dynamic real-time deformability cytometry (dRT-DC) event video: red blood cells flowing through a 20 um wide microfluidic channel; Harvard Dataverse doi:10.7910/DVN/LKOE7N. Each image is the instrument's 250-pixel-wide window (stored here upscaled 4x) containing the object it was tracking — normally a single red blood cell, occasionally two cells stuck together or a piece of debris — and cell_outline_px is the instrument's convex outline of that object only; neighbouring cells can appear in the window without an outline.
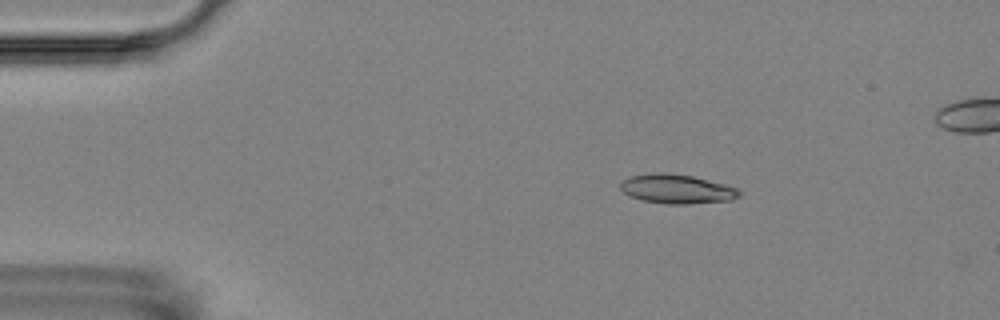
{"species": "Egyptian fruit bat (a non-hibernating species)", "species_latin": "Rousettus aegyptiacus", "temperature_condition": "room temperature", "stored_images_in_passage": 4, "camera_frame_rate_fps": 3000, "um_per_image_px": 0.085, "animal": {"sex": "female"}, "frame": {"image": 1, "passage_image": 2, "time_ms": 2.0, "image_size_px": [1000, 320], "cell_outline_px": [[740, 196], [732, 200], [688, 204], [668, 204], [644, 200], [632, 196], [624, 192], [620, 188], [620, 180], [628, 176], [656, 172], [664, 172], [692, 176], [724, 184], [736, 188], [740, 192]], "centroid_in_image_um": [57.51, 16.05], "position_along_channel_um": 27.5, "area_um2": 20.17}}